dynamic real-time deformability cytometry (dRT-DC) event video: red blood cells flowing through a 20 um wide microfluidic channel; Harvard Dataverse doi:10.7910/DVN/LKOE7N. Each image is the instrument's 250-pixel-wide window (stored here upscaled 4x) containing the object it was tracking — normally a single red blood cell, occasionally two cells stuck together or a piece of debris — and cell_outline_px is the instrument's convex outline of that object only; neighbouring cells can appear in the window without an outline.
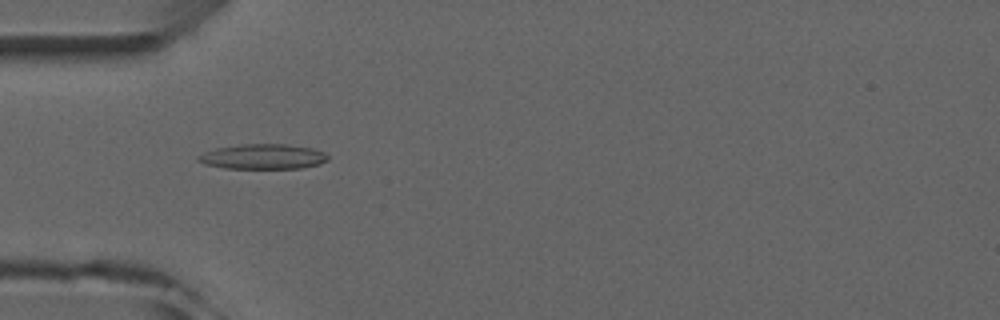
{"species": "common noctule bat (a hibernating species)", "species_latin": "Nyctalus noctula", "temperature_condition": "room temperature", "stored_images_in_passage": 7, "camera_frame_rate_fps": 3000, "um_per_image_px": 0.085, "animal": {"sex": "male", "forearm_length_mm": 52.5}, "frame": {"image": 1, "passage_image": 4, "time_ms": 3.333, "image_size_px": [1000, 320], "cell_outline_px": [[328, 160], [320, 164], [300, 168], [224, 168], [204, 164], [196, 160], [196, 156], [204, 152], [216, 148], [240, 144], [284, 144], [312, 148], [324, 152], [328, 156]], "centroid_in_image_um": [22.32, 13.31], "position_along_channel_um": 62.7, "area_um2": 18.96}}
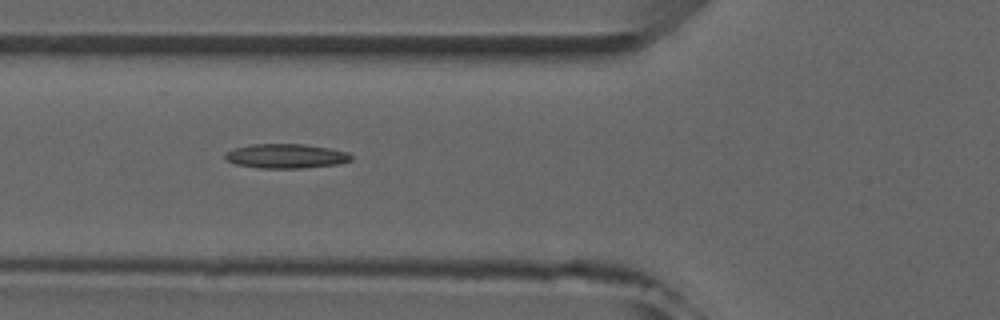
{"frame": {"image": 2, "passage_image": 5, "time_ms": 4.333, "image_size_px": [1000, 320], "cell_outline_px": [[352, 160], [336, 164], [304, 168], [260, 168], [236, 164], [228, 160], [224, 156], [224, 152], [232, 148], [252, 144], [304, 144], [328, 148], [348, 152], [352, 156]], "centroid_in_image_um": [24.28, 13.26], "position_along_channel_um": 101.5, "area_um2": 17.92}}
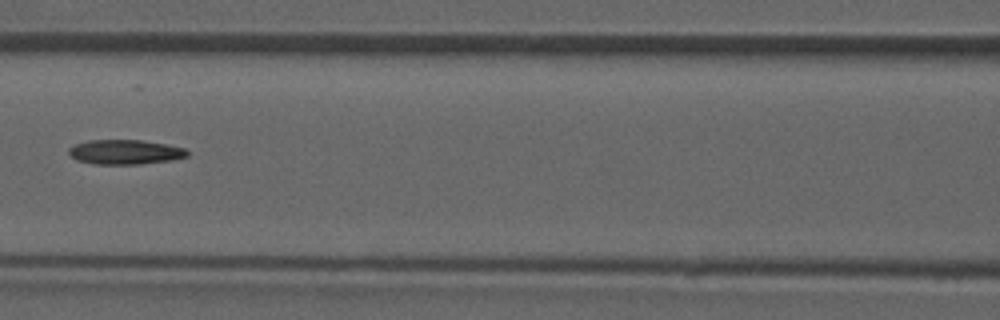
{"frame": {"image": 3, "passage_image": 6, "time_ms": 5.667, "image_size_px": [1000, 320], "cell_outline_px": [[188, 156], [172, 160], [140, 164], [96, 164], [76, 160], [68, 152], [68, 148], [76, 144], [88, 140], [140, 140], [164, 144], [184, 148], [188, 152]], "centroid_in_image_um": [10.62, 12.92], "position_along_channel_um": 156.0, "area_um2": 16.88}}